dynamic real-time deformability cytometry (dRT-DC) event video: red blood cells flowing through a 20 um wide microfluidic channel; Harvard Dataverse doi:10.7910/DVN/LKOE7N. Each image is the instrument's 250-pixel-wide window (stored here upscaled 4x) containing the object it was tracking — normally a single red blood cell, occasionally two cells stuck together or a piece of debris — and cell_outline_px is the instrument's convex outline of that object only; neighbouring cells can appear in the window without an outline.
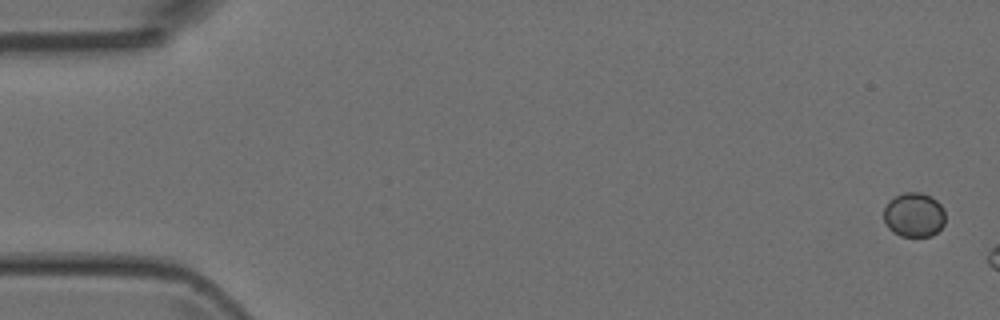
{"species": "Egyptian fruit bat (a non-hibernating species)", "species_latin": "Rousettus aegyptiacus", "temperature_condition": "room temperature", "stored_images_in_passage": 5, "camera_frame_rate_fps": 3000, "um_per_image_px": 0.085, "animal": {"sex": "female"}, "frame": {"image": 1, "passage_image": 1, "time_ms": 0.0, "image_size_px": [1000, 320], "cell_outline_px": [[944, 224], [932, 236], [900, 236], [892, 232], [888, 228], [884, 220], [884, 208], [888, 200], [904, 192], [920, 192], [932, 196], [944, 208]], "centroid_in_image_um": [77.68, 18.25], "position_along_channel_um": 7.3, "area_um2": 16.07}}
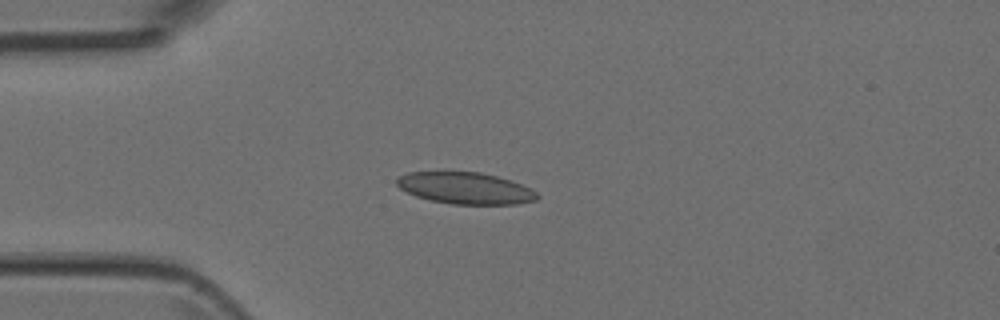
{"frame": {"image": 2, "passage_image": 5, "time_ms": 6.0, "image_size_px": [1000, 320], "cell_outline_px": [[540, 196], [536, 200], [516, 204], [452, 204], [432, 200], [416, 196], [400, 188], [396, 184], [396, 176], [408, 172], [480, 172], [496, 176], [520, 184], [536, 192]], "centroid_in_image_um": [39.52, 15.99], "position_along_channel_um": 45.5, "area_um2": 25.66}}